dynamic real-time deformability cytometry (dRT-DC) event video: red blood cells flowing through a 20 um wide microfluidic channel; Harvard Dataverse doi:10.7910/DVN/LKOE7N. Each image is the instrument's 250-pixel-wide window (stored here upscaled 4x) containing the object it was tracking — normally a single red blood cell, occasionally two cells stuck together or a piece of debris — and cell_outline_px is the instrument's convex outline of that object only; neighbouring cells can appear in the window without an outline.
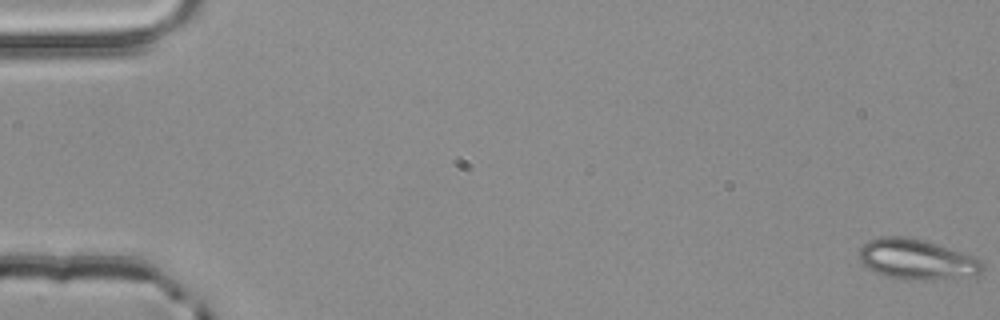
{"species": "common noctule bat (a hibernating species)", "species_latin": "Nyctalus noctula", "temperature_condition": "room temperature", "stored_images_in_passage": 12, "camera_frame_rate_fps": 3000, "um_per_image_px": 0.085, "animal": {"sex": "male", "body_mass_g": 20.4}, "frame": {"image": 1, "passage_image": 1, "time_ms": 0.0, "image_size_px": [1000, 320], "cell_outline_px": [[984, 272], [976, 276], [924, 280], [900, 280], [884, 276], [872, 272], [856, 256], [860, 248], [868, 240], [880, 236], [908, 236], [924, 240], [972, 256], [980, 260], [984, 264]], "centroid_in_image_um": [77.89, 22.06], "position_along_channel_um": 7.1, "area_um2": 29.48}}